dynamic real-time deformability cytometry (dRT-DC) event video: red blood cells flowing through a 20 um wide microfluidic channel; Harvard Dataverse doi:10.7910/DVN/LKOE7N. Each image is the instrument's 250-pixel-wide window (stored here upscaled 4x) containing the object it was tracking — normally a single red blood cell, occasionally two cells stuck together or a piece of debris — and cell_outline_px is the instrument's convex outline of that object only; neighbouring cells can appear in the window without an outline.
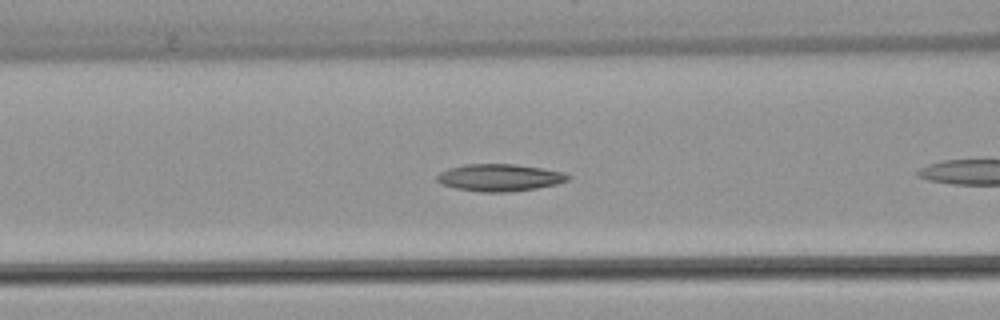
{"species": "common noctule bat (a hibernating species)", "species_latin": "Nyctalus noctula", "temperature_condition": "warm", "stored_images_in_passage": 20, "camera_frame_rate_fps": 3000, "um_per_image_px": 0.085, "animal": {"sex": "female", "body_mass_g": 22.7, "forearm_length_mm": 54.2}, "frame": {"image": 1, "passage_image": 6, "time_ms": 1.667, "image_size_px": [1000, 320], "cell_outline_px": [[572, 176], [568, 180], [556, 184], [536, 188], [508, 192], [480, 192], [456, 188], [440, 184], [436, 180], [436, 176], [440, 172], [448, 168], [464, 164], [516, 164], [544, 168], [564, 172]], "centroid_in_image_um": [42.46, 15.09], "position_along_channel_um": 124.1, "area_um2": 20.92}}